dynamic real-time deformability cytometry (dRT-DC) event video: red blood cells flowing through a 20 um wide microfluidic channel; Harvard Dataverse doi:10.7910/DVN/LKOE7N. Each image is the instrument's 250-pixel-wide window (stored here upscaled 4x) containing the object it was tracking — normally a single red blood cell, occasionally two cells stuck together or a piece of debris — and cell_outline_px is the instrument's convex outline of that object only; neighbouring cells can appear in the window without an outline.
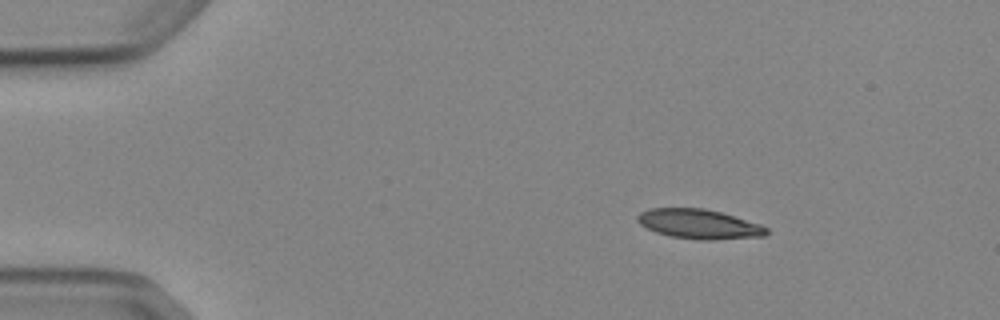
{"species": "Egyptian fruit bat (a non-hibernating species)", "species_latin": "Rousettus aegyptiacus", "temperature_condition": "cold", "stored_images_in_passage": 6, "camera_frame_rate_fps": 3000, "um_per_image_px": 0.085, "animal": {"sex": "female"}, "frame": {"image": 1, "passage_image": 2, "time_ms": 1.333, "image_size_px": [1000, 320], "cell_outline_px": [[768, 232], [764, 236], [712, 240], [700, 240], [672, 236], [656, 232], [640, 224], [636, 220], [636, 216], [640, 212], [648, 208], [704, 208], [720, 212], [760, 224], [768, 228]], "centroid_in_image_um": [59.4, 19.04], "position_along_channel_um": 25.6, "area_um2": 22.14}}
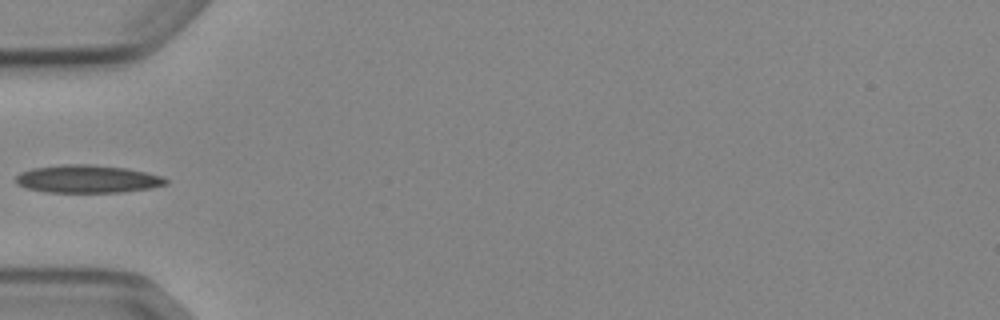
{"frame": {"image": 2, "passage_image": 5, "time_ms": 4.667, "image_size_px": [1000, 320], "cell_outline_px": [[168, 184], [152, 188], [124, 192], [48, 192], [24, 188], [16, 184], [16, 176], [20, 172], [32, 168], [64, 164], [92, 164], [128, 168], [160, 176], [168, 180]], "centroid_in_image_um": [7.42, 15.21], "position_along_channel_um": 77.6, "area_um2": 24.51}}
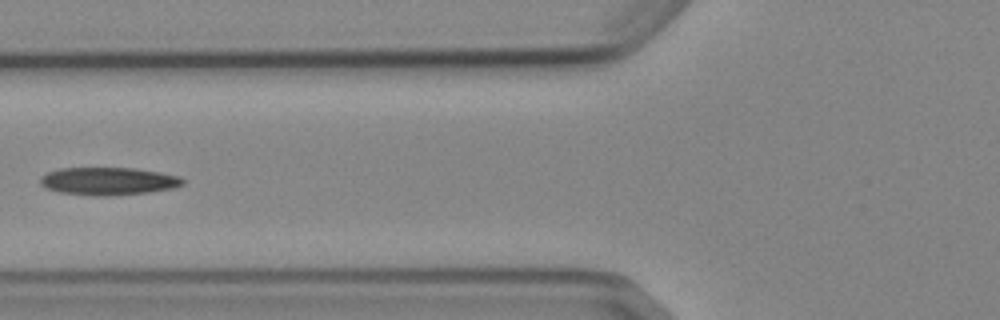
{"frame": {"image": 3, "passage_image": 6, "time_ms": 5.667, "image_size_px": [1000, 320], "cell_outline_px": [[184, 184], [172, 188], [148, 192], [108, 196], [96, 196], [60, 192], [44, 188], [40, 184], [40, 176], [48, 172], [60, 168], [132, 168], [160, 172], [180, 176], [184, 180]], "centroid_in_image_um": [9.18, 15.4], "position_along_channel_um": 116.6, "area_um2": 23.06}}